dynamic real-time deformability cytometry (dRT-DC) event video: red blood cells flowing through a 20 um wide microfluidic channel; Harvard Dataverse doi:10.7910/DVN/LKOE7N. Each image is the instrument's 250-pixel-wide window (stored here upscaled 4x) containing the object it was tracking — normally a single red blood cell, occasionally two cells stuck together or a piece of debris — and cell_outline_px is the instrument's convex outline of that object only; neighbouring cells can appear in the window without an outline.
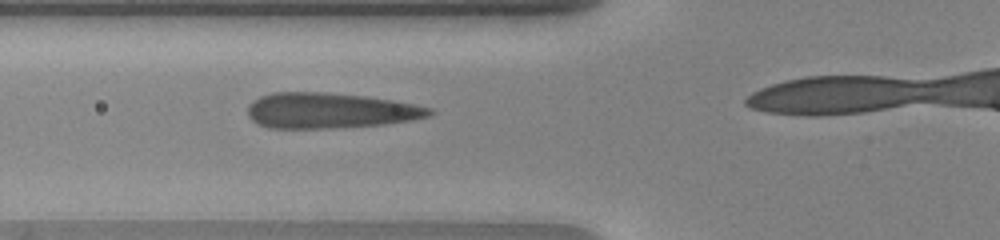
{"species": "human", "species_latin": "Homo sapiens", "temperature_condition": "warm", "stored_images_in_passage": 18, "camera_frame_rate_fps": 3000, "um_per_image_px": 0.085, "donor": {"sex": "female"}, "frame": {"image": 1, "passage_image": 11, "time_ms": 3.333, "image_size_px": [1000, 240], "cell_outline_px": [[436, 112], [432, 116], [412, 120], [384, 124], [340, 128], [268, 128], [256, 124], [248, 116], [248, 108], [260, 96], [272, 92], [324, 92], [364, 96], [392, 100], [432, 108]], "centroid_in_image_um": [28.07, 9.41], "position_along_channel_um": 97.7, "area_um2": 37.74}}
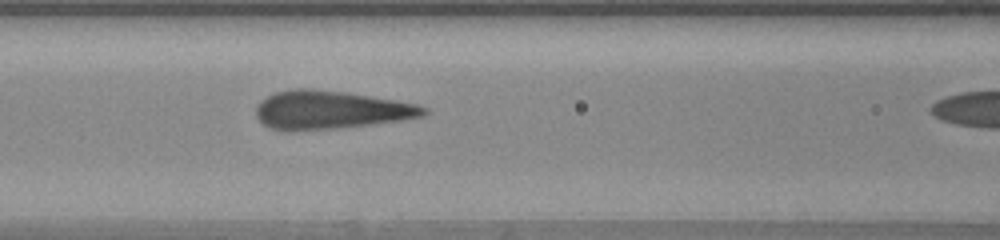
{"frame": {"image": 2, "passage_image": 14, "time_ms": 4.333, "image_size_px": [1000, 240], "cell_outline_px": [[428, 112], [424, 116], [400, 120], [336, 128], [288, 132], [272, 128], [264, 124], [256, 116], [256, 108], [260, 100], [276, 92], [296, 88], [312, 88], [344, 92], [396, 100], [416, 104], [428, 108]], "centroid_in_image_um": [28.07, 9.34], "position_along_channel_um": 138.5, "area_um2": 37.34}}
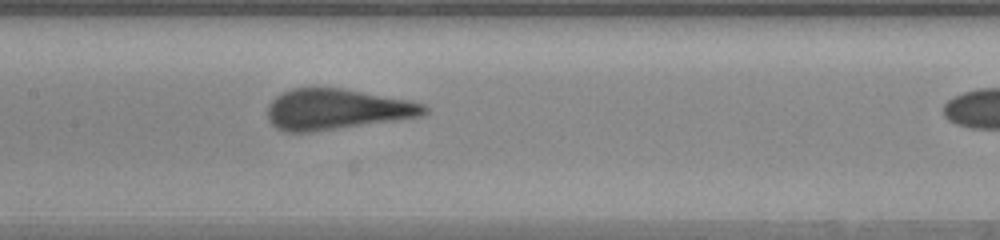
{"frame": {"image": 3, "passage_image": 17, "time_ms": 5.333, "image_size_px": [1000, 240], "cell_outline_px": [[428, 112], [420, 116], [396, 120], [312, 132], [284, 132], [276, 128], [268, 120], [268, 104], [276, 96], [292, 88], [340, 88], [408, 100], [424, 104], [428, 108]], "centroid_in_image_um": [28.58, 9.3], "position_along_channel_um": 178.8, "area_um2": 36.93}}